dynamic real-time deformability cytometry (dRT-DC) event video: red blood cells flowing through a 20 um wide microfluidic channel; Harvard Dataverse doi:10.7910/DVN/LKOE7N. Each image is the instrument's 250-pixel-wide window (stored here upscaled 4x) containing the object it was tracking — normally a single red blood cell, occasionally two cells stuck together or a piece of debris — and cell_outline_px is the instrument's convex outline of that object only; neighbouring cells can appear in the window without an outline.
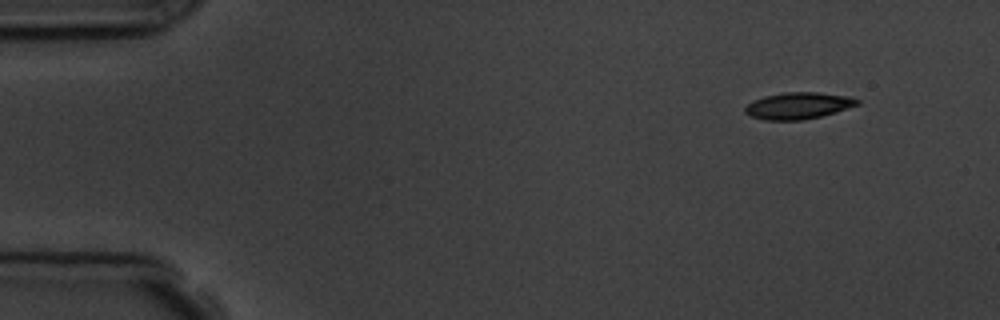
{"species": "common noctule bat (a hibernating species)", "species_latin": "Nyctalus noctula", "temperature_condition": "room temperature", "stored_images_in_passage": 3, "camera_frame_rate_fps": 3000, "um_per_image_px": 0.085, "animal": {"sex": "male", "body_mass_g": 19.5, "forearm_length_mm": 54.6}, "frame": {"image": 1, "passage_image": 1, "time_ms": 0.0, "image_size_px": [1000, 320], "cell_outline_px": [[860, 104], [836, 112], [804, 120], [764, 120], [752, 116], [744, 112], [744, 108], [752, 100], [764, 96], [784, 92], [820, 92], [848, 96], [860, 100]], "centroid_in_image_um": [67.85, 8.98], "position_along_channel_um": 17.1, "area_um2": 17.51}}